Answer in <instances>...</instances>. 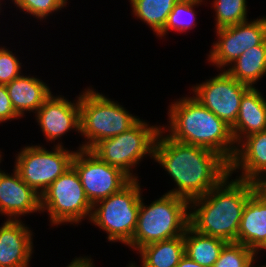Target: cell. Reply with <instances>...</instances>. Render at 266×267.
Returning a JSON list of instances; mask_svg holds the SVG:
<instances>
[{"instance_id":"1","label":"cell","mask_w":266,"mask_h":267,"mask_svg":"<svg viewBox=\"0 0 266 267\" xmlns=\"http://www.w3.org/2000/svg\"><path fill=\"white\" fill-rule=\"evenodd\" d=\"M153 160L165 168L176 184L166 193L188 202L205 195L229 174V163L221 155L204 147L175 141L162 129L155 141Z\"/></svg>"},{"instance_id":"2","label":"cell","mask_w":266,"mask_h":267,"mask_svg":"<svg viewBox=\"0 0 266 267\" xmlns=\"http://www.w3.org/2000/svg\"><path fill=\"white\" fill-rule=\"evenodd\" d=\"M231 176L228 174L205 195L189 202V226L200 234L238 243L243 210L254 190L251 181Z\"/></svg>"},{"instance_id":"3","label":"cell","mask_w":266,"mask_h":267,"mask_svg":"<svg viewBox=\"0 0 266 267\" xmlns=\"http://www.w3.org/2000/svg\"><path fill=\"white\" fill-rule=\"evenodd\" d=\"M168 107V127H161L163 132H167L168 137L182 143L204 147L218 153L228 163L231 162L236 151V143L229 125L193 96L181 97Z\"/></svg>"},{"instance_id":"4","label":"cell","mask_w":266,"mask_h":267,"mask_svg":"<svg viewBox=\"0 0 266 267\" xmlns=\"http://www.w3.org/2000/svg\"><path fill=\"white\" fill-rule=\"evenodd\" d=\"M188 226L187 200L164 193L150 205H145L141 197L136 228L127 245L137 252L147 244L184 235Z\"/></svg>"},{"instance_id":"5","label":"cell","mask_w":266,"mask_h":267,"mask_svg":"<svg viewBox=\"0 0 266 267\" xmlns=\"http://www.w3.org/2000/svg\"><path fill=\"white\" fill-rule=\"evenodd\" d=\"M79 103L80 134L87 141L82 142L78 150H90L100 140L117 136L140 120L138 116L130 114L123 105L91 87L79 95Z\"/></svg>"},{"instance_id":"6","label":"cell","mask_w":266,"mask_h":267,"mask_svg":"<svg viewBox=\"0 0 266 267\" xmlns=\"http://www.w3.org/2000/svg\"><path fill=\"white\" fill-rule=\"evenodd\" d=\"M138 179H132L117 193L96 202L90 222L107 233L109 242L127 245L133 237L142 192Z\"/></svg>"},{"instance_id":"7","label":"cell","mask_w":266,"mask_h":267,"mask_svg":"<svg viewBox=\"0 0 266 267\" xmlns=\"http://www.w3.org/2000/svg\"><path fill=\"white\" fill-rule=\"evenodd\" d=\"M160 130V125L151 126L145 120L140 119L129 130L100 140L90 151L110 166L122 170L131 179H138L137 174L135 176L132 170L145 156L149 155L153 158L154 145Z\"/></svg>"},{"instance_id":"8","label":"cell","mask_w":266,"mask_h":267,"mask_svg":"<svg viewBox=\"0 0 266 267\" xmlns=\"http://www.w3.org/2000/svg\"><path fill=\"white\" fill-rule=\"evenodd\" d=\"M93 205L87 198L76 170L71 166L42 194L41 211L48 212L50 224H79L90 220Z\"/></svg>"},{"instance_id":"9","label":"cell","mask_w":266,"mask_h":267,"mask_svg":"<svg viewBox=\"0 0 266 267\" xmlns=\"http://www.w3.org/2000/svg\"><path fill=\"white\" fill-rule=\"evenodd\" d=\"M49 151L41 145L25 146L15 156L14 169L20 178L40 196L72 163L76 151L57 143Z\"/></svg>"},{"instance_id":"10","label":"cell","mask_w":266,"mask_h":267,"mask_svg":"<svg viewBox=\"0 0 266 267\" xmlns=\"http://www.w3.org/2000/svg\"><path fill=\"white\" fill-rule=\"evenodd\" d=\"M71 166L76 170L92 205L117 193L132 180L122 170L110 166L86 149L76 150Z\"/></svg>"},{"instance_id":"11","label":"cell","mask_w":266,"mask_h":267,"mask_svg":"<svg viewBox=\"0 0 266 267\" xmlns=\"http://www.w3.org/2000/svg\"><path fill=\"white\" fill-rule=\"evenodd\" d=\"M220 71L191 90L193 97L232 127L238 117L241 98L250 86L237 81L226 70Z\"/></svg>"},{"instance_id":"12","label":"cell","mask_w":266,"mask_h":267,"mask_svg":"<svg viewBox=\"0 0 266 267\" xmlns=\"http://www.w3.org/2000/svg\"><path fill=\"white\" fill-rule=\"evenodd\" d=\"M35 114L47 142H55L71 130L80 133L79 95L71 102L64 96L51 94Z\"/></svg>"},{"instance_id":"13","label":"cell","mask_w":266,"mask_h":267,"mask_svg":"<svg viewBox=\"0 0 266 267\" xmlns=\"http://www.w3.org/2000/svg\"><path fill=\"white\" fill-rule=\"evenodd\" d=\"M13 170L10 175L0 169V214L18 220L22 215L42 212L41 196Z\"/></svg>"},{"instance_id":"14","label":"cell","mask_w":266,"mask_h":267,"mask_svg":"<svg viewBox=\"0 0 266 267\" xmlns=\"http://www.w3.org/2000/svg\"><path fill=\"white\" fill-rule=\"evenodd\" d=\"M20 219H6L0 226V267H30L33 232Z\"/></svg>"},{"instance_id":"15","label":"cell","mask_w":266,"mask_h":267,"mask_svg":"<svg viewBox=\"0 0 266 267\" xmlns=\"http://www.w3.org/2000/svg\"><path fill=\"white\" fill-rule=\"evenodd\" d=\"M237 169L241 170L238 179L246 181L266 171V131L251 134L236 145L229 163V174L239 172Z\"/></svg>"},{"instance_id":"16","label":"cell","mask_w":266,"mask_h":267,"mask_svg":"<svg viewBox=\"0 0 266 267\" xmlns=\"http://www.w3.org/2000/svg\"><path fill=\"white\" fill-rule=\"evenodd\" d=\"M260 90L250 87L242 96L235 124L231 127L236 145L245 137L266 131V98Z\"/></svg>"},{"instance_id":"17","label":"cell","mask_w":266,"mask_h":267,"mask_svg":"<svg viewBox=\"0 0 266 267\" xmlns=\"http://www.w3.org/2000/svg\"><path fill=\"white\" fill-rule=\"evenodd\" d=\"M15 112L25 116L27 111L36 113L53 93L49 86L34 76L21 74L5 85Z\"/></svg>"},{"instance_id":"18","label":"cell","mask_w":266,"mask_h":267,"mask_svg":"<svg viewBox=\"0 0 266 267\" xmlns=\"http://www.w3.org/2000/svg\"><path fill=\"white\" fill-rule=\"evenodd\" d=\"M266 240V202L252 194L244 207L238 243L256 251Z\"/></svg>"},{"instance_id":"19","label":"cell","mask_w":266,"mask_h":267,"mask_svg":"<svg viewBox=\"0 0 266 267\" xmlns=\"http://www.w3.org/2000/svg\"><path fill=\"white\" fill-rule=\"evenodd\" d=\"M141 267H176L185 255L184 235L153 242L137 250ZM131 267H139L130 262Z\"/></svg>"},{"instance_id":"20","label":"cell","mask_w":266,"mask_h":267,"mask_svg":"<svg viewBox=\"0 0 266 267\" xmlns=\"http://www.w3.org/2000/svg\"><path fill=\"white\" fill-rule=\"evenodd\" d=\"M226 71L237 81L255 87L254 84L266 75V39L246 49Z\"/></svg>"},{"instance_id":"21","label":"cell","mask_w":266,"mask_h":267,"mask_svg":"<svg viewBox=\"0 0 266 267\" xmlns=\"http://www.w3.org/2000/svg\"><path fill=\"white\" fill-rule=\"evenodd\" d=\"M217 41L207 55L208 62L220 70L229 67L243 52L241 23L216 29Z\"/></svg>"},{"instance_id":"22","label":"cell","mask_w":266,"mask_h":267,"mask_svg":"<svg viewBox=\"0 0 266 267\" xmlns=\"http://www.w3.org/2000/svg\"><path fill=\"white\" fill-rule=\"evenodd\" d=\"M228 242L200 234L188 226L184 233L185 255L204 267H213Z\"/></svg>"},{"instance_id":"23","label":"cell","mask_w":266,"mask_h":267,"mask_svg":"<svg viewBox=\"0 0 266 267\" xmlns=\"http://www.w3.org/2000/svg\"><path fill=\"white\" fill-rule=\"evenodd\" d=\"M180 0H129L132 15L146 23L156 36L163 30L168 15Z\"/></svg>"},{"instance_id":"24","label":"cell","mask_w":266,"mask_h":267,"mask_svg":"<svg viewBox=\"0 0 266 267\" xmlns=\"http://www.w3.org/2000/svg\"><path fill=\"white\" fill-rule=\"evenodd\" d=\"M204 2L203 0H180L175 5L168 15L167 22L163 30L157 35L164 37L168 31L186 32L194 28L196 25V11L195 6H199Z\"/></svg>"},{"instance_id":"25","label":"cell","mask_w":266,"mask_h":267,"mask_svg":"<svg viewBox=\"0 0 266 267\" xmlns=\"http://www.w3.org/2000/svg\"><path fill=\"white\" fill-rule=\"evenodd\" d=\"M215 29L248 21L246 0H213Z\"/></svg>"},{"instance_id":"26","label":"cell","mask_w":266,"mask_h":267,"mask_svg":"<svg viewBox=\"0 0 266 267\" xmlns=\"http://www.w3.org/2000/svg\"><path fill=\"white\" fill-rule=\"evenodd\" d=\"M255 251L237 242H228L213 267H252Z\"/></svg>"},{"instance_id":"27","label":"cell","mask_w":266,"mask_h":267,"mask_svg":"<svg viewBox=\"0 0 266 267\" xmlns=\"http://www.w3.org/2000/svg\"><path fill=\"white\" fill-rule=\"evenodd\" d=\"M68 0H13V4L23 12L37 20L46 19L47 16L52 15V12H57L66 7Z\"/></svg>"},{"instance_id":"28","label":"cell","mask_w":266,"mask_h":267,"mask_svg":"<svg viewBox=\"0 0 266 267\" xmlns=\"http://www.w3.org/2000/svg\"><path fill=\"white\" fill-rule=\"evenodd\" d=\"M266 39V16L241 23L242 49L260 45Z\"/></svg>"},{"instance_id":"29","label":"cell","mask_w":266,"mask_h":267,"mask_svg":"<svg viewBox=\"0 0 266 267\" xmlns=\"http://www.w3.org/2000/svg\"><path fill=\"white\" fill-rule=\"evenodd\" d=\"M22 63L12 51L0 46V84L7 85L22 73Z\"/></svg>"},{"instance_id":"30","label":"cell","mask_w":266,"mask_h":267,"mask_svg":"<svg viewBox=\"0 0 266 267\" xmlns=\"http://www.w3.org/2000/svg\"><path fill=\"white\" fill-rule=\"evenodd\" d=\"M21 119L15 112L5 85L0 84V123Z\"/></svg>"},{"instance_id":"31","label":"cell","mask_w":266,"mask_h":267,"mask_svg":"<svg viewBox=\"0 0 266 267\" xmlns=\"http://www.w3.org/2000/svg\"><path fill=\"white\" fill-rule=\"evenodd\" d=\"M254 194L266 202V171L259 173L251 180Z\"/></svg>"},{"instance_id":"32","label":"cell","mask_w":266,"mask_h":267,"mask_svg":"<svg viewBox=\"0 0 266 267\" xmlns=\"http://www.w3.org/2000/svg\"><path fill=\"white\" fill-rule=\"evenodd\" d=\"M89 256H84V257H77L73 258L72 262L68 264L66 267H95V264H93V259Z\"/></svg>"},{"instance_id":"33","label":"cell","mask_w":266,"mask_h":267,"mask_svg":"<svg viewBox=\"0 0 266 267\" xmlns=\"http://www.w3.org/2000/svg\"><path fill=\"white\" fill-rule=\"evenodd\" d=\"M176 267H204V266L193 261L187 255H184Z\"/></svg>"},{"instance_id":"34","label":"cell","mask_w":266,"mask_h":267,"mask_svg":"<svg viewBox=\"0 0 266 267\" xmlns=\"http://www.w3.org/2000/svg\"><path fill=\"white\" fill-rule=\"evenodd\" d=\"M261 250H264V252L266 251V240L264 241V243L255 251V257L258 258V252L260 253Z\"/></svg>"},{"instance_id":"35","label":"cell","mask_w":266,"mask_h":267,"mask_svg":"<svg viewBox=\"0 0 266 267\" xmlns=\"http://www.w3.org/2000/svg\"><path fill=\"white\" fill-rule=\"evenodd\" d=\"M1 154H2V153H1V151H0V161H2V159H3Z\"/></svg>"}]
</instances>
